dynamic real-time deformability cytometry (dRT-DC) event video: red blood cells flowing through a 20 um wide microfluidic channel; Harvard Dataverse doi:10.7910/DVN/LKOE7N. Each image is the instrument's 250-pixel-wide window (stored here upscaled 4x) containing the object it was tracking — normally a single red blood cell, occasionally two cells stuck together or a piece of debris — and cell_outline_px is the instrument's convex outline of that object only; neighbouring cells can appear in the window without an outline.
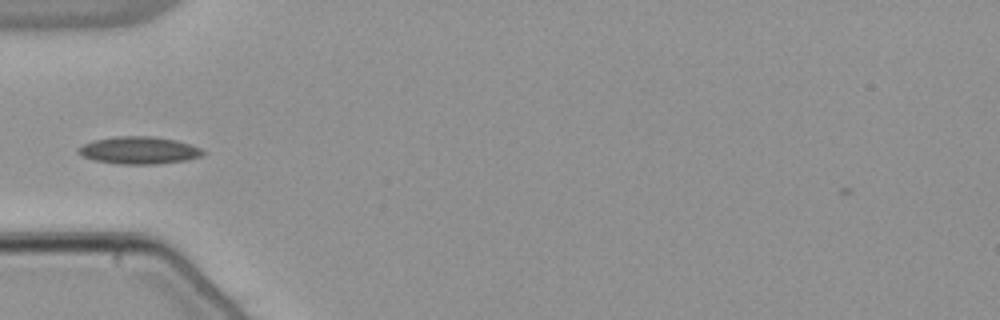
{"species": "common noctule bat (a hibernating species)", "species_latin": "Nyctalus noctula", "temperature_condition": "warm", "stored_images_in_passage": 37, "camera_frame_rate_fps": 3000, "um_per_image_px": 0.085, "animal": {"sex": "male", "body_mass_g": 21.5, "forearm_length_mm": 52.0}, "frame": {"image": 1, "passage_image": 1, "time_ms": 0.0, "image_size_px": [1000, 320], "cell_outline_px": [[208, 152], [200, 156], [188, 160], [160, 164], [116, 164], [92, 160], [76, 152], [76, 148], [92, 140], [116, 136], [152, 136], [176, 140], [200, 148]], "centroid_in_image_um": [11.79, 12.78], "position_along_channel_um": 73.2, "area_um2": 20.11}}
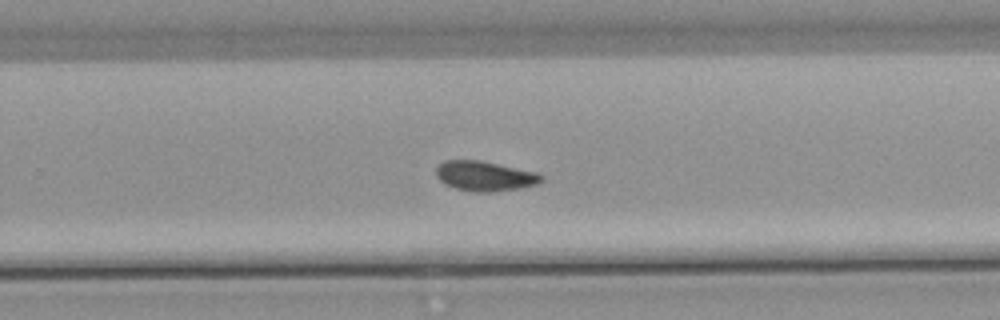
{"frame": {"image": 2, "passage_image": 18, "time_ms": 5.667, "image_size_px": [1000, 320], "cell_outline_px": [[544, 180], [540, 184], [520, 188], [492, 192], [472, 192], [456, 188], [444, 184], [436, 176], [436, 168], [444, 160], [480, 160], [536, 172], [544, 176]], "centroid_in_image_um": [41.23, 14.97], "position_along_channel_um": 288.6, "area_um2": 18.5}}
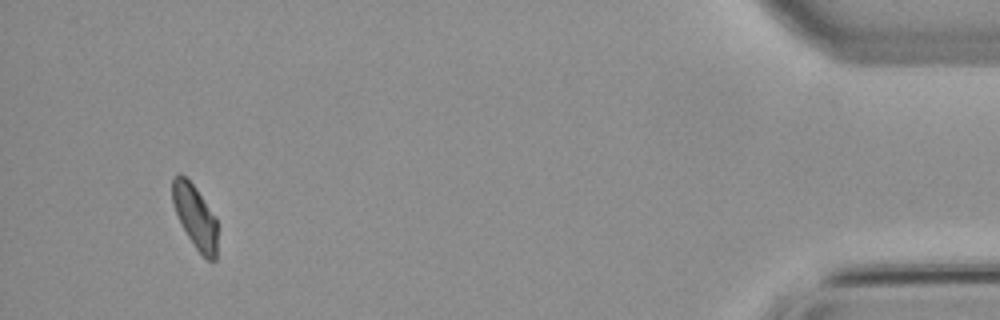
{"frame": {"image": 3, "passage_image": 34, "time_ms": 11.0, "image_size_px": [1000, 320], "cell_outline_px": [[216, 260], [208, 260], [196, 248], [188, 236], [176, 212], [172, 200], [172, 180], [180, 172], [196, 188], [216, 216]], "centroid_in_image_um": [16.59, 18.38], "position_along_channel_um": 418.6, "area_um2": 16.24}}